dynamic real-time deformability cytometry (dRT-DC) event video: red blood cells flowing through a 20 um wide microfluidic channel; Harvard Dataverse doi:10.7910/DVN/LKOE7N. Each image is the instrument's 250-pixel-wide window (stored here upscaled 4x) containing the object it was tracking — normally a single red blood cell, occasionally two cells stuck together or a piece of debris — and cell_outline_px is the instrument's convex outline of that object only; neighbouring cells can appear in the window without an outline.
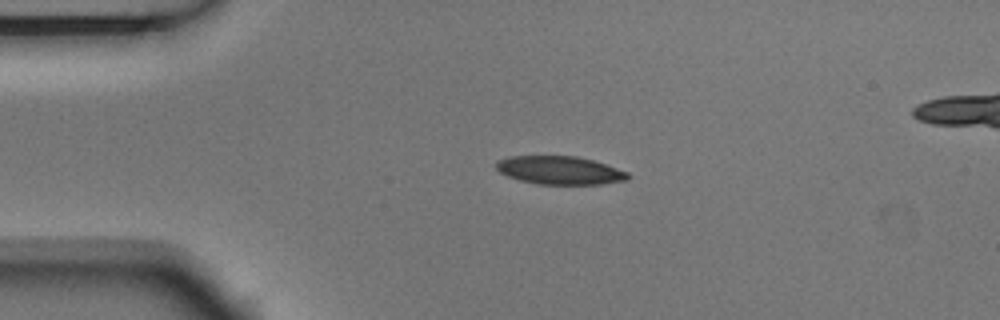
{"species": "Egyptian fruit bat (a non-hibernating species)", "species_latin": "Rousettus aegyptiacus", "temperature_condition": "room temperature", "stored_images_in_passage": 4, "camera_frame_rate_fps": 3000, "um_per_image_px": 0.085, "animal": {"sex": "male"}, "frame": {"image": 1, "passage_image": 2, "time_ms": 0.333, "image_size_px": [1000, 320], "cell_outline_px": [[632, 176], [628, 180], [600, 184], [536, 184], [520, 180], [508, 176], [500, 172], [496, 168], [496, 164], [500, 160], [508, 156], [576, 156], [592, 160], [628, 172]], "centroid_in_image_um": [47.6, 14.48], "position_along_channel_um": 37.4, "area_um2": 21.56}}